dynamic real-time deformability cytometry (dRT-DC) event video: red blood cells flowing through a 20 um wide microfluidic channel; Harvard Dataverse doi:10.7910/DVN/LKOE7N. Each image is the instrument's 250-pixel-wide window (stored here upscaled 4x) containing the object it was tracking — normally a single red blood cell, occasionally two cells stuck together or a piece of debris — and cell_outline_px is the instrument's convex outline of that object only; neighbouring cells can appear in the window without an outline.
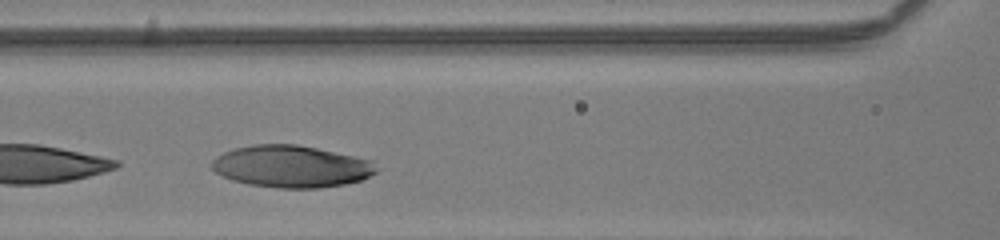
{"species": "human", "species_latin": "Homo sapiens", "temperature_condition": "room temperature", "stored_images_in_passage": 17, "camera_frame_rate_fps": 3000, "um_per_image_px": 0.085, "donor": {"sex": "male"}, "frame": {"image": 1, "passage_image": 8, "time_ms": 2.333, "image_size_px": [1000, 240], "cell_outline_px": [[380, 168], [376, 172], [360, 180], [344, 184], [320, 188], [276, 188], [248, 184], [232, 180], [216, 172], [212, 168], [212, 160], [216, 156], [224, 152], [236, 148], [252, 144], [296, 144], [316, 148], [372, 160]], "centroid_in_image_um": [24.76, 14.15], "position_along_channel_um": 141.8, "area_um2": 40.23}}